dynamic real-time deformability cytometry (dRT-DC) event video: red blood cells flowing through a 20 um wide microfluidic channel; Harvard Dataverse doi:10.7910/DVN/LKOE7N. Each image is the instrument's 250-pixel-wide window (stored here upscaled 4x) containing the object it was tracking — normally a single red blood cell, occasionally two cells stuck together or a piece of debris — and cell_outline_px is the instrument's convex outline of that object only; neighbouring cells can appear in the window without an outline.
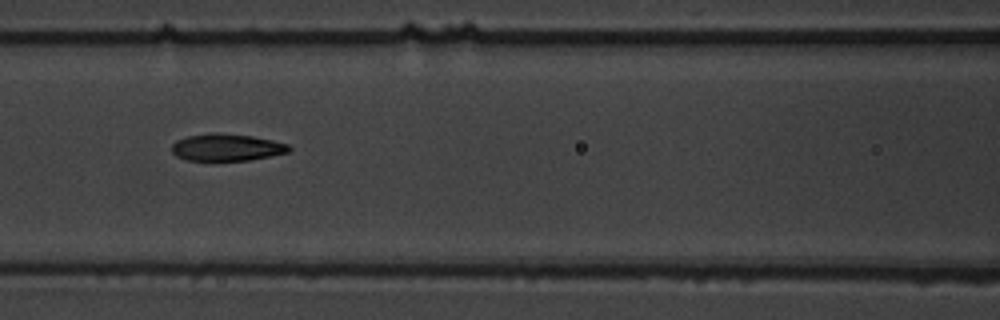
{"species": "common noctule bat (a hibernating species)", "species_latin": "Nyctalus noctula", "temperature_condition": "warm", "stored_images_in_passage": 10, "camera_frame_rate_fps": 3000, "um_per_image_px": 0.085, "animal": {"sex": "male", "body_mass_g": 19.5, "forearm_length_mm": 54.6}, "frame": {"image": 1, "passage_image": 4, "time_ms": 3.333, "image_size_px": [1000, 320], "cell_outline_px": [[292, 148], [288, 152], [248, 160], [188, 160], [176, 156], [172, 152], [172, 144], [176, 140], [188, 136], [212, 132], [216, 132], [252, 136], [272, 140], [288, 144]], "centroid_in_image_um": [19.25, 12.51], "position_along_channel_um": 147.4, "area_um2": 18.38}}
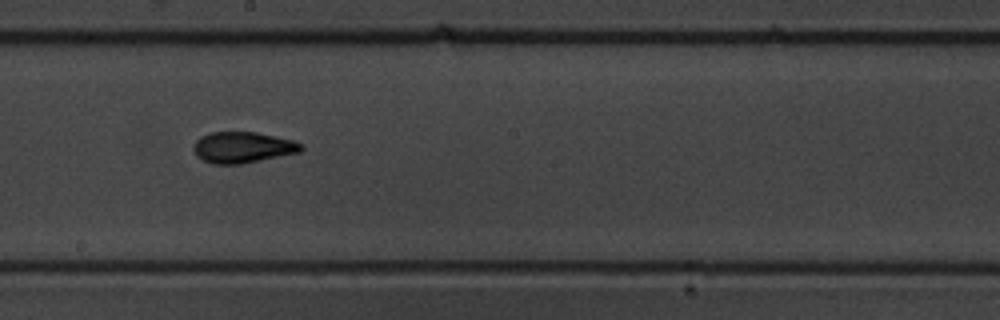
{"frame": {"image": 2, "passage_image": 6, "time_ms": 5.667, "image_size_px": [1000, 320], "cell_outline_px": [[304, 148], [300, 152], [240, 164], [212, 164], [196, 156], [192, 148], [196, 140], [200, 136], [212, 132], [256, 132], [276, 136], [292, 140], [304, 144]], "centroid_in_image_um": [20.62, 12.52], "position_along_channel_um": 227.6, "area_um2": 19.54}}
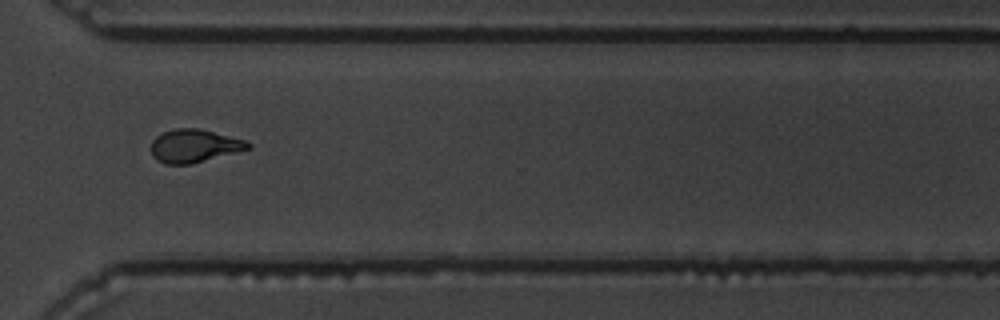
{"frame": {"image": 3, "passage_image": 9, "time_ms": 9.333, "image_size_px": [1000, 320], "cell_outline_px": [[252, 148], [192, 164], [164, 164], [156, 160], [152, 156], [152, 140], [160, 132], [172, 128], [200, 128], [248, 140], [252, 144]], "centroid_in_image_um": [16.53, 12.38], "position_along_channel_um": 354.1, "area_um2": 19.13}}